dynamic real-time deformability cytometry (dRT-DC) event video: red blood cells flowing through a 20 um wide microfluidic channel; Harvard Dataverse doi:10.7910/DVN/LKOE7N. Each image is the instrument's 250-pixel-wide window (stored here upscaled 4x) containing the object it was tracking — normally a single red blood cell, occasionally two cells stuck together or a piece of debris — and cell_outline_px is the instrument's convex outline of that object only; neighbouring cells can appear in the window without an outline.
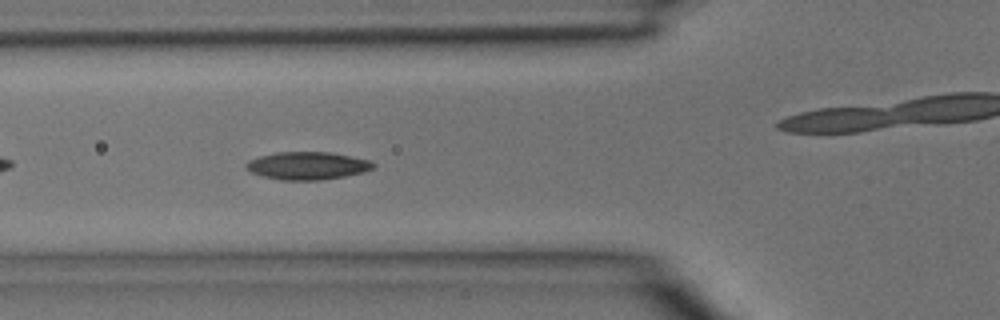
{"species": "common noctule bat (a hibernating species)", "species_latin": "Nyctalus noctula", "temperature_condition": "room temperature", "stored_images_in_passage": 32, "camera_frame_rate_fps": 3000, "um_per_image_px": 0.085, "animal": {"sex": "male", "body_mass_g": 15.6}, "frame": {"image": 1, "passage_image": 5, "time_ms": 1.333, "image_size_px": [1000, 320], "cell_outline_px": [[376, 164], [372, 168], [364, 172], [344, 176], [320, 180], [280, 180], [264, 176], [252, 172], [244, 168], [244, 164], [248, 160], [260, 156], [276, 152], [332, 152], [372, 160]], "centroid_in_image_um": [26.14, 14.07], "position_along_channel_um": 99.7, "area_um2": 20.69}}